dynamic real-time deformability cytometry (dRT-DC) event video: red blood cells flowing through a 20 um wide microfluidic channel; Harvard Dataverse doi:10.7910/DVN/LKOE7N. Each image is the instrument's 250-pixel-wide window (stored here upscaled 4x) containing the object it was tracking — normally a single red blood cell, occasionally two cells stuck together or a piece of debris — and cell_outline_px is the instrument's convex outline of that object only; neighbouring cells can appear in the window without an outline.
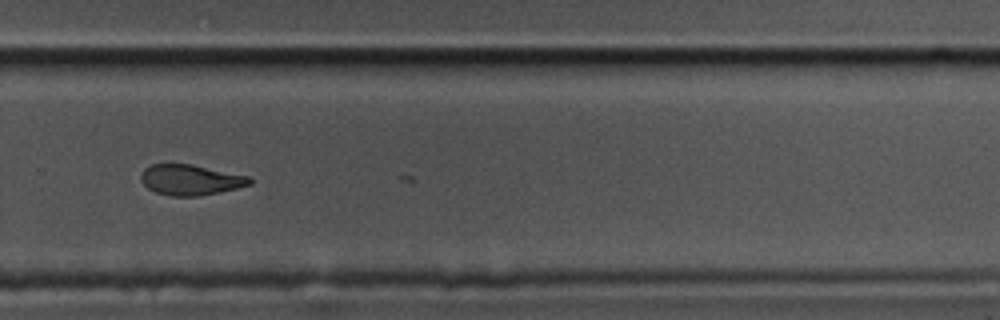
{"species": "common noctule bat (a hibernating species)", "species_latin": "Nyctalus noctula", "temperature_condition": "cold", "stored_images_in_passage": 24, "camera_frame_rate_fps": 3000, "um_per_image_px": 0.085, "animal": {"sex": "male", "body_mass_g": 17.5, "forearm_length_mm": 52.3}, "frame": {"image": 1, "passage_image": 23, "time_ms": 7.333, "image_size_px": [1000, 320], "cell_outline_px": [[252, 184], [220, 192], [196, 196], [172, 196], [156, 192], [148, 188], [140, 180], [140, 176], [144, 168], [152, 164], [192, 164], [248, 176], [252, 180]], "centroid_in_image_um": [16.18, 15.28], "position_along_channel_um": 313.6, "area_um2": 19.25}}